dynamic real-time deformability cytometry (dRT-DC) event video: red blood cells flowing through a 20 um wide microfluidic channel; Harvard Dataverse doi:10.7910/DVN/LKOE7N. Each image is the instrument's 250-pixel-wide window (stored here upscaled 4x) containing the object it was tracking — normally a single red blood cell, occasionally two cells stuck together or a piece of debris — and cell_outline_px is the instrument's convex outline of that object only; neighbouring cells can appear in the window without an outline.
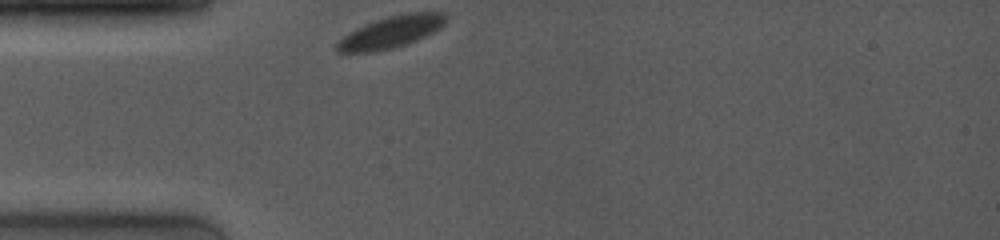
{"species": "common noctule bat (a hibernating species)", "species_latin": "Nyctalus noctula", "temperature_condition": "room temperature", "stored_images_in_passage": 10, "camera_frame_rate_fps": 4000, "um_per_image_px": 0.085, "animal": {"sex": "female", "body_mass_g": 19.0, "forearm_length_mm": 53.3}, "frame": {"image": 1, "passage_image": 1, "time_ms": 0.0, "image_size_px": [1000, 240], "cell_outline_px": [[448, 16], [444, 24], [440, 28], [416, 40], [392, 48], [372, 52], [336, 52], [336, 40], [348, 32], [356, 28], [376, 20], [388, 16], [408, 12], [444, 12]], "centroid_in_image_um": [33.21, 2.71], "position_along_channel_um": 51.8, "area_um2": 20.17}}
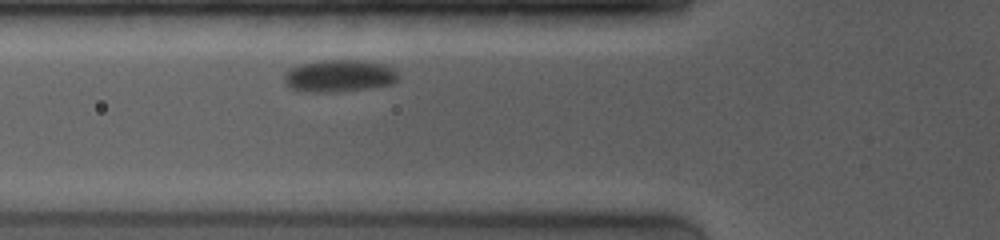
{"frame": {"image": 2, "passage_image": 8, "time_ms": 1.5, "image_size_px": [1000, 240], "cell_outline_px": [[396, 80], [392, 84], [368, 88], [336, 92], [316, 92], [292, 88], [284, 80], [284, 72], [300, 64], [324, 60], [356, 60], [380, 64], [392, 68], [396, 72]], "centroid_in_image_um": [28.81, 6.45], "position_along_channel_um": 97.0, "area_um2": 20.87}}